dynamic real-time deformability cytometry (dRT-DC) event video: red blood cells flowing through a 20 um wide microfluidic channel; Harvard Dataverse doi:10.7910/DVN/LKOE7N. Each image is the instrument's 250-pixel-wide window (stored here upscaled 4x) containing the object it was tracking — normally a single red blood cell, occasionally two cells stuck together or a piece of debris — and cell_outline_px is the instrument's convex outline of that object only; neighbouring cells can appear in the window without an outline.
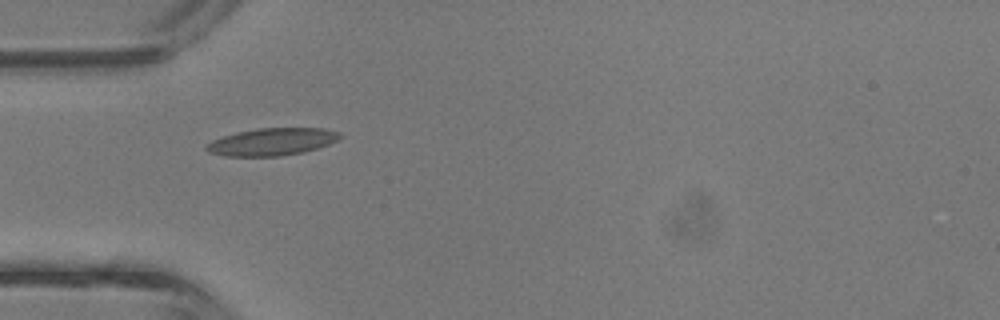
{"species": "common noctule bat (a hibernating species)", "species_latin": "Nyctalus noctula", "temperature_condition": "room temperature", "stored_images_in_passage": 1, "camera_frame_rate_fps": 3000, "um_per_image_px": 0.085, "animal": {"sex": "male", "body_mass_g": 13.3}, "frame": {"image": 1, "passage_image": 1, "time_ms": 0.0, "image_size_px": [1000, 320], "cell_outline_px": [[344, 136], [328, 144], [304, 152], [280, 156], [224, 156], [208, 152], [204, 148], [204, 144], [212, 140], [236, 132], [256, 128], [324, 128], [340, 132]], "centroid_in_image_um": [23.09, 12.05], "position_along_channel_um": 61.9, "area_um2": 21.44}}